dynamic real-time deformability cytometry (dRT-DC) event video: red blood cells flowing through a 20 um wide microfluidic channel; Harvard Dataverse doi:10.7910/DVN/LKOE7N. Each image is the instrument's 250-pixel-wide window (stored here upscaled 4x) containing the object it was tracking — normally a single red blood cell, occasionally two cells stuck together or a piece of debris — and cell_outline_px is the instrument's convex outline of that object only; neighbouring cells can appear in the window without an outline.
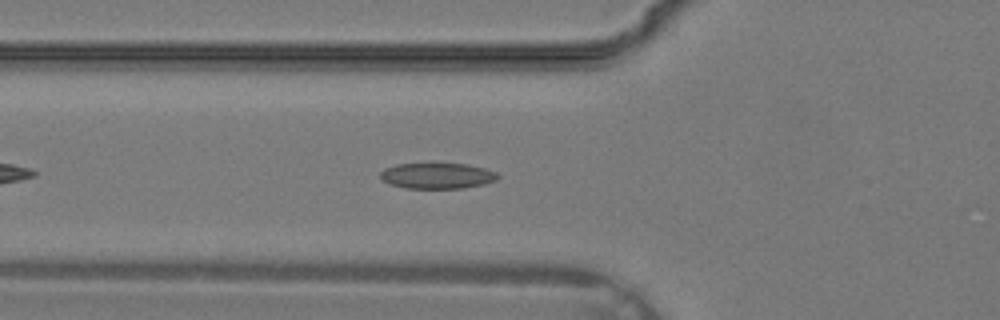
{"species": "common noctule bat (a hibernating species)", "species_latin": "Nyctalus noctula", "temperature_condition": "warm", "stored_images_in_passage": 29, "camera_frame_rate_fps": 3000, "um_per_image_px": 0.085, "animal": {"sex": "male", "body_mass_g": 19.2, "forearm_length_mm": 51.8}, "frame": {"image": 1, "passage_image": 6, "time_ms": 1.667, "image_size_px": [1000, 320], "cell_outline_px": [[500, 176], [496, 180], [484, 184], [464, 188], [404, 188], [380, 180], [380, 172], [384, 168], [396, 164], [432, 160], [468, 164], [484, 168], [496, 172]], "centroid_in_image_um": [37.13, 14.88], "position_along_channel_um": 88.7, "area_um2": 18.67}}
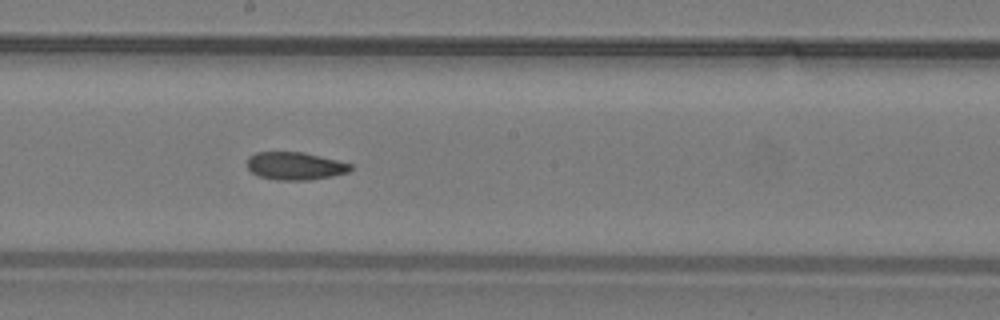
{"frame": {"image": 2, "passage_image": 13, "time_ms": 4.0, "image_size_px": [1000, 320], "cell_outline_px": [[352, 168], [348, 172], [332, 176], [308, 180], [280, 180], [260, 176], [252, 172], [248, 168], [248, 156], [256, 152], [304, 152], [352, 164]], "centroid_in_image_um": [25.09, 14.1], "position_along_channel_um": 223.1, "area_um2": 16.59}}
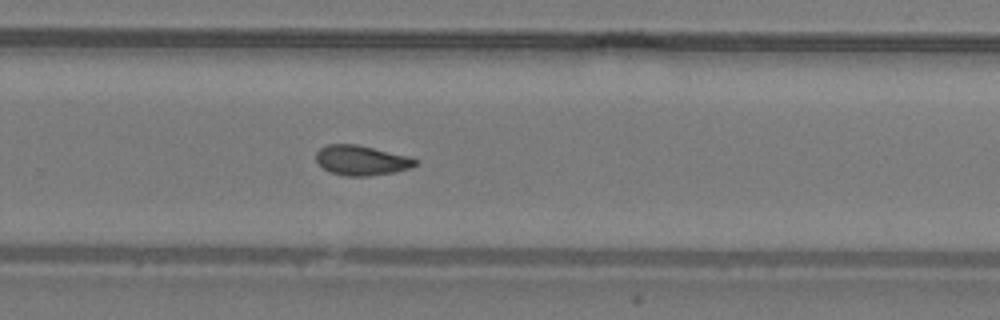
{"frame": {"image": 3, "passage_image": 17, "time_ms": 5.333, "image_size_px": [1000, 320], "cell_outline_px": [[420, 160], [416, 164], [408, 168], [392, 172], [368, 176], [344, 176], [332, 172], [324, 168], [316, 160], [316, 152], [320, 148], [328, 144], [356, 144], [412, 156]], "centroid_in_image_um": [30.75, 13.61], "position_along_channel_um": 299.0, "area_um2": 17.28}}